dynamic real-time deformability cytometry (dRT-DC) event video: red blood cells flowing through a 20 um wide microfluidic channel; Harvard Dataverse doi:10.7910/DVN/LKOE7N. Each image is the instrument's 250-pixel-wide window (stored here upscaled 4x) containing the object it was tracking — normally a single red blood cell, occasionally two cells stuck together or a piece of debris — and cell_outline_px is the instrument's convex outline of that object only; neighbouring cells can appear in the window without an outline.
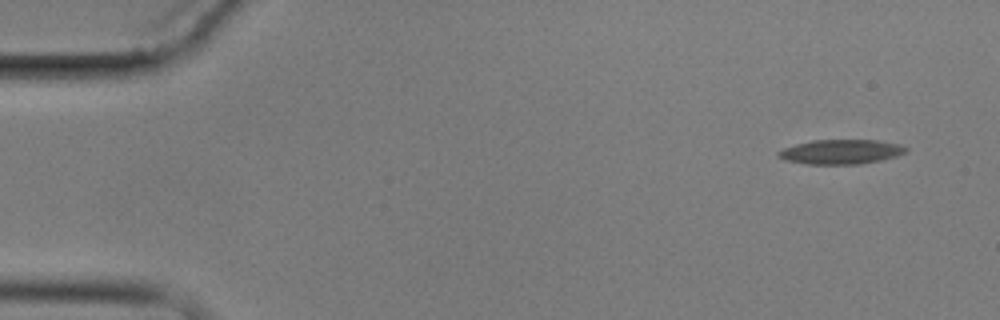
{"species": "common noctule bat (a hibernating species)", "species_latin": "Nyctalus noctula", "temperature_condition": "cold", "stored_images_in_passage": 4, "camera_frame_rate_fps": 3000, "um_per_image_px": 0.085, "animal": {"sex": "male", "body_mass_g": 17.9}, "frame": {"image": 1, "passage_image": 1, "time_ms": 0.0, "image_size_px": [1000, 320], "cell_outline_px": [[908, 152], [896, 156], [880, 160], [860, 164], [808, 164], [784, 160], [776, 156], [776, 152], [784, 148], [796, 144], [812, 140], [880, 140], [900, 144], [908, 148]], "centroid_in_image_um": [71.48, 12.9], "position_along_channel_um": 13.5, "area_um2": 18.38}}
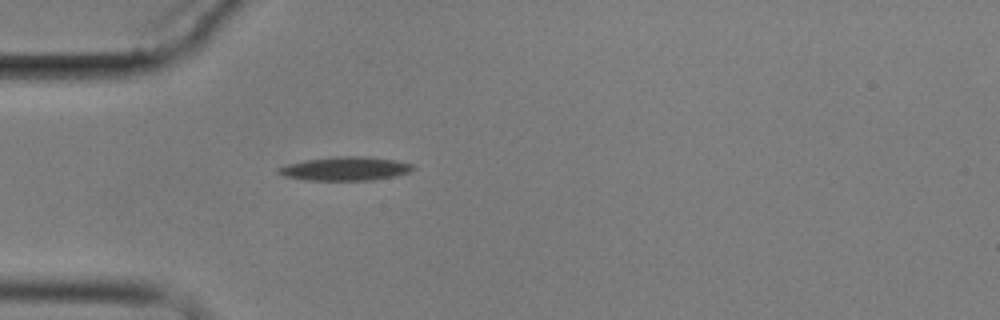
{"frame": {"image": 2, "passage_image": 4, "time_ms": 4.333, "image_size_px": [1000, 320], "cell_outline_px": [[416, 168], [408, 172], [396, 176], [372, 180], [308, 180], [284, 176], [276, 172], [276, 168], [288, 164], [304, 160], [336, 156], [360, 156], [396, 160], [416, 164]], "centroid_in_image_um": [29.38, 14.33], "position_along_channel_um": 55.6, "area_um2": 18.73}}